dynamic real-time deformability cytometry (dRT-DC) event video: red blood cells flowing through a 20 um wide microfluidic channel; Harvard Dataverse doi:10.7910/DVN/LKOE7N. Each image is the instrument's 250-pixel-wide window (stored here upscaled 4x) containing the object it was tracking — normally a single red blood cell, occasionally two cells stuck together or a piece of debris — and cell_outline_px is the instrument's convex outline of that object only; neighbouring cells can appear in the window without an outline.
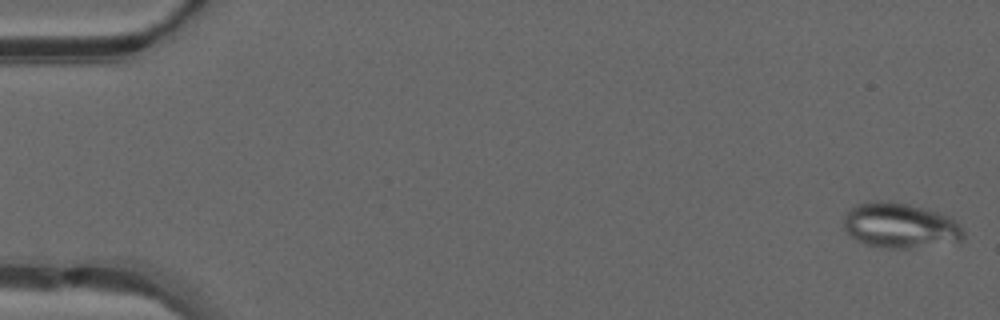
{"species": "common noctule bat (a hibernating species)", "species_latin": "Nyctalus noctula", "temperature_condition": "warm", "stored_images_in_passage": 11, "camera_frame_rate_fps": 3000, "um_per_image_px": 0.085, "animal": {"sex": "male", "forearm_length_mm": 52.5}, "frame": {"image": 1, "passage_image": 1, "time_ms": 0.0, "image_size_px": [1000, 320], "cell_outline_px": [[964, 240], [908, 248], [888, 248], [868, 244], [856, 240], [844, 228], [844, 216], [848, 208], [856, 204], [876, 200], [892, 200], [908, 204], [936, 212], [948, 216], [956, 220], [960, 224], [964, 232]], "centroid_in_image_um": [76.49, 19.14], "position_along_channel_um": 8.5, "area_um2": 31.44}}